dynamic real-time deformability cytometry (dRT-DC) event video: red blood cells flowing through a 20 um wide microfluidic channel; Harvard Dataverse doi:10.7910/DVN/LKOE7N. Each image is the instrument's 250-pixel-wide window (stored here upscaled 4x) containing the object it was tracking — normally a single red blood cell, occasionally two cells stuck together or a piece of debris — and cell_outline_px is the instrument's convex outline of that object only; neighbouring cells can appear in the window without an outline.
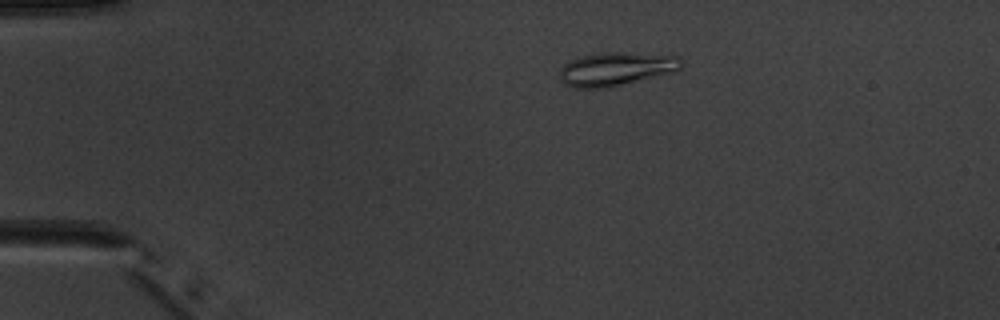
{"species": "common noctule bat (a hibernating species)", "species_latin": "Nyctalus noctula", "temperature_condition": "warm", "stored_images_in_passage": 5, "camera_frame_rate_fps": 3000, "um_per_image_px": 0.085, "animal": {"sex": "male", "body_mass_g": 20.1, "forearm_length_mm": 53.5}, "frame": {"image": 1, "passage_image": 5, "time_ms": 4.667, "image_size_px": [1000, 320], "cell_outline_px": [[684, 64], [680, 68], [672, 72], [608, 88], [572, 88], [564, 84], [560, 80], [560, 68], [564, 64], [572, 60], [584, 56], [604, 52], [624, 52], [680, 56]], "centroid_in_image_um": [52.36, 5.86], "position_along_channel_um": 32.6, "area_um2": 23.76}}